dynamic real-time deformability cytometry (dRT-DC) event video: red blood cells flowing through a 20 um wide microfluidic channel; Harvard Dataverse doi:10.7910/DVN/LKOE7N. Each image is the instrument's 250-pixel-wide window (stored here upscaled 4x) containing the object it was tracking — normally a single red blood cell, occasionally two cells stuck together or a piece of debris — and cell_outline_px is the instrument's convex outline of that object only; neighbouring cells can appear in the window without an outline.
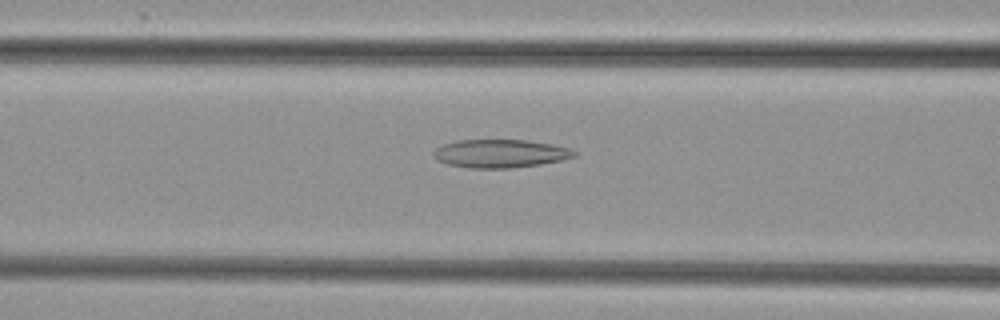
{"species": "common noctule bat (a hibernating species)", "species_latin": "Nyctalus noctula", "temperature_condition": "cold", "stored_images_in_passage": 18, "camera_frame_rate_fps": 3000, "um_per_image_px": 0.085, "animal": {"sex": "female", "body_mass_g": 29.2, "forearm_length_mm": 56.3}, "frame": {"image": 1, "passage_image": 8, "time_ms": 2.333, "image_size_px": [1000, 320], "cell_outline_px": [[576, 156], [564, 160], [540, 164], [508, 168], [468, 168], [448, 164], [436, 160], [432, 152], [436, 148], [444, 144], [456, 140], [528, 140], [552, 144], [572, 148], [576, 152]], "centroid_in_image_um": [42.54, 13.05], "position_along_channel_um": 124.1, "area_um2": 23.29}}
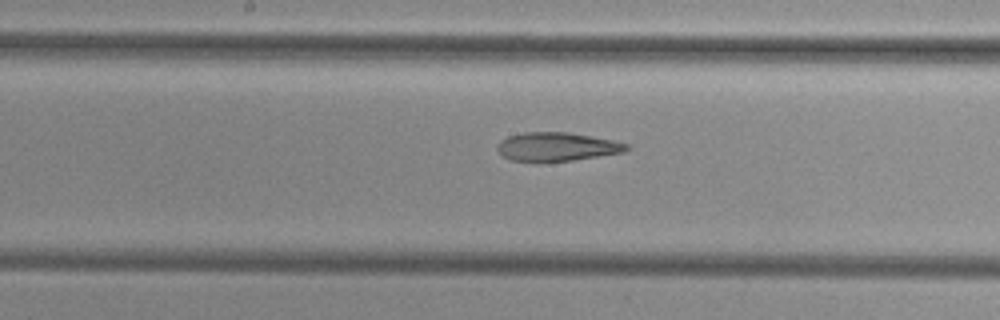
{"frame": {"image": 2, "passage_image": 14, "time_ms": 4.333, "image_size_px": [1000, 320], "cell_outline_px": [[628, 148], [624, 152], [572, 160], [512, 160], [504, 156], [496, 148], [496, 144], [500, 140], [508, 136], [520, 132], [568, 132], [612, 140], [628, 144]], "centroid_in_image_um": [47.31, 12.44], "position_along_channel_um": 200.9, "area_um2": 21.1}}
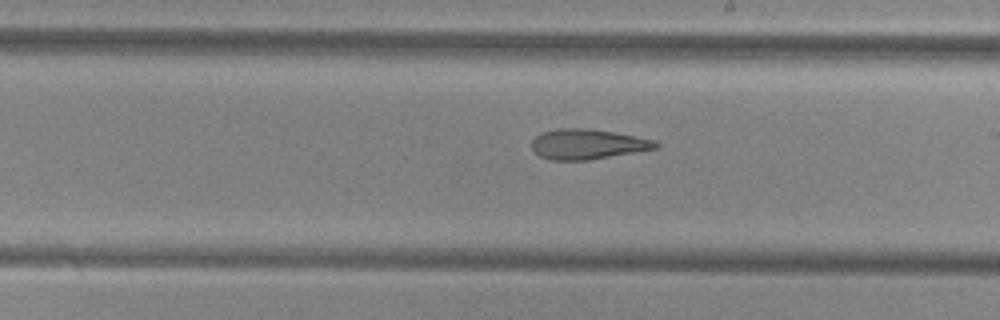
{"frame": {"image": 3, "passage_image": 17, "time_ms": 5.333, "image_size_px": [1000, 320], "cell_outline_px": [[660, 144], [656, 148], [588, 160], [548, 160], [532, 152], [532, 140], [540, 132], [556, 128], [588, 128], [636, 136], [656, 140]], "centroid_in_image_um": [49.88, 12.25], "position_along_channel_um": 239.1, "area_um2": 21.85}}